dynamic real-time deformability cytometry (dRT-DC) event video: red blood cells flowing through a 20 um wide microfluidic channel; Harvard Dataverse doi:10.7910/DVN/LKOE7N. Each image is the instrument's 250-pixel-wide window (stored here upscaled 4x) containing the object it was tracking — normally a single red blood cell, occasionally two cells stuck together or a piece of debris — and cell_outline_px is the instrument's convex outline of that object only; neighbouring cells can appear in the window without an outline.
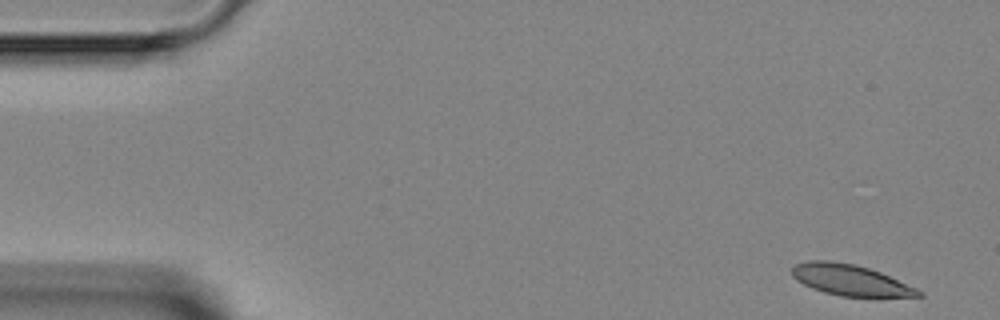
{"species": "Egyptian fruit bat (a non-hibernating species)", "species_latin": "Rousettus aegyptiacus", "temperature_condition": "room temperature", "stored_images_in_passage": 4, "segment_of_instrument_passage": [1, 2], "camera_frame_rate_fps": 3000, "um_per_image_px": 0.085, "animal": {"sex": "female"}, "frame": {"image": 1, "passage_image": 1, "time_ms": 0.0, "image_size_px": [1000, 320], "cell_outline_px": [[924, 296], [840, 296], [824, 292], [812, 288], [796, 280], [792, 276], [792, 268], [796, 264], [808, 260], [828, 260], [856, 264], [880, 272], [916, 288], [924, 292]], "centroid_in_image_um": [72.25, 23.79], "position_along_channel_um": 12.8, "area_um2": 22.6}}